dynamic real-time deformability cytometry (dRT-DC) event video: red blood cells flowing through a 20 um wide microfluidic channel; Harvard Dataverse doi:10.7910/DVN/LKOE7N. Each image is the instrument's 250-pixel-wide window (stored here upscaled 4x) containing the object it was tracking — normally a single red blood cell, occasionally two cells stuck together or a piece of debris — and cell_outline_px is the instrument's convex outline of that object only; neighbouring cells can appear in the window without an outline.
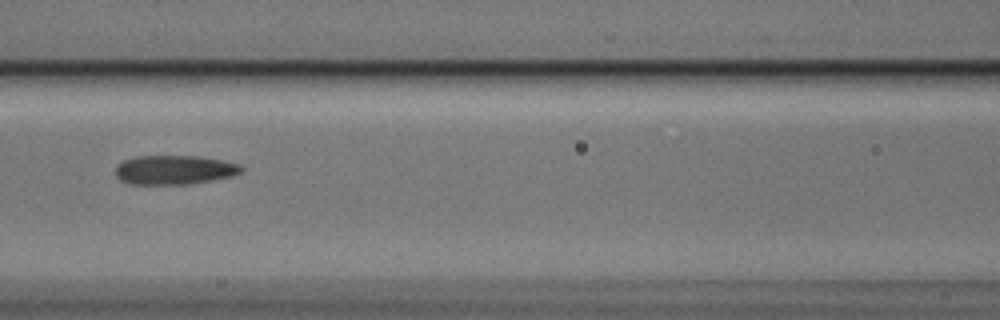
{"species": "Egyptian fruit bat (a non-hibernating species)", "species_latin": "Rousettus aegyptiacus", "temperature_condition": "cold", "stored_images_in_passage": 10, "camera_frame_rate_fps": 3000, "um_per_image_px": 0.085, "animal": {"sex": "male"}, "frame": {"image": 1, "passage_image": 7, "time_ms": 2.0, "image_size_px": [1000, 320], "cell_outline_px": [[244, 172], [232, 176], [212, 180], [188, 184], [128, 184], [120, 180], [116, 176], [116, 164], [124, 160], [136, 156], [196, 156], [224, 160], [240, 164], [244, 168]], "centroid_in_image_um": [14.84, 14.44], "position_along_channel_um": 151.8, "area_um2": 21.62}}
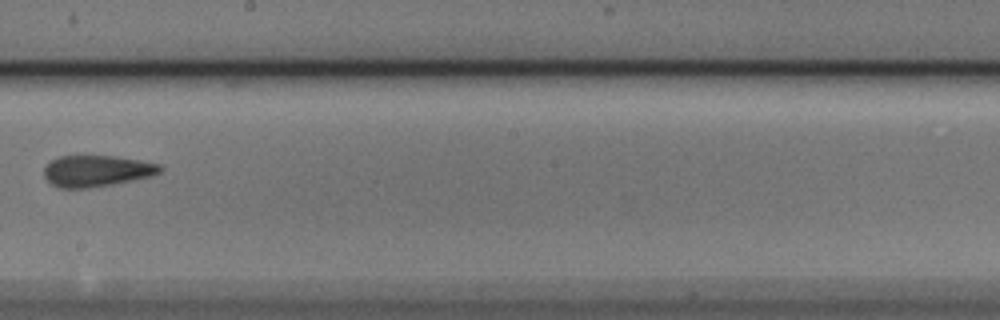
{"frame": {"image": 2, "passage_image": 9, "time_ms": 2.667, "image_size_px": [1000, 320], "cell_outline_px": [[164, 168], [160, 172], [148, 176], [112, 184], [88, 188], [60, 188], [52, 184], [44, 176], [44, 168], [52, 160], [60, 156], [116, 156], [140, 160], [160, 164]], "centroid_in_image_um": [8.21, 14.52], "position_along_channel_um": 240.0, "area_um2": 20.92}}
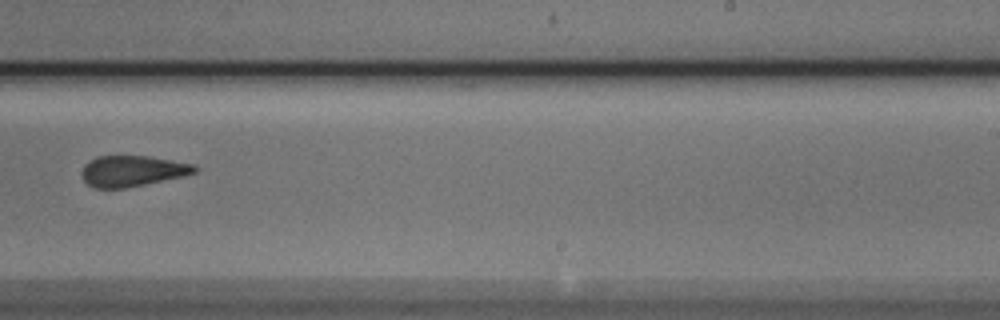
{"frame": {"image": 3, "passage_image": 10, "time_ms": 3.0, "image_size_px": [1000, 320], "cell_outline_px": [[200, 168], [196, 172], [184, 176], [124, 188], [92, 188], [84, 180], [80, 172], [84, 164], [88, 160], [96, 156], [148, 156], [196, 164]], "centroid_in_image_um": [11.24, 14.52], "position_along_channel_um": 277.8, "area_um2": 20.52}}